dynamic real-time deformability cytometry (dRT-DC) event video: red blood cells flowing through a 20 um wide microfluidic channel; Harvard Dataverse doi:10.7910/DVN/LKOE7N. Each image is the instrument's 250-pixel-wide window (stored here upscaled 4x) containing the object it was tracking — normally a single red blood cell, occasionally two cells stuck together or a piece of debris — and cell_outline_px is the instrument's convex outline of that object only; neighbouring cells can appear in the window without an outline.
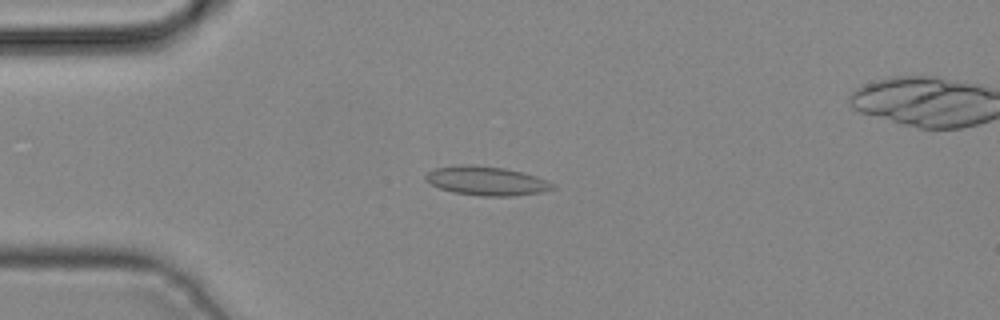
{"species": "common noctule bat (a hibernating species)", "species_latin": "Nyctalus noctula", "temperature_condition": "cold", "stored_images_in_passage": 45, "camera_frame_rate_fps": 3000, "um_per_image_px": 0.085, "animal": {"sex": "male", "body_mass_g": 19.2, "forearm_length_mm": 51.8}, "frame": {"image": 1, "passage_image": 11, "time_ms": 3.333, "image_size_px": [1000, 320], "cell_outline_px": [[556, 188], [540, 192], [512, 196], [480, 196], [452, 192], [440, 188], [424, 180], [424, 176], [428, 172], [436, 168], [464, 164], [472, 164], [504, 168], [524, 172], [536, 176], [556, 184]], "centroid_in_image_um": [41.36, 15.37], "position_along_channel_um": 43.6, "area_um2": 21.56}}
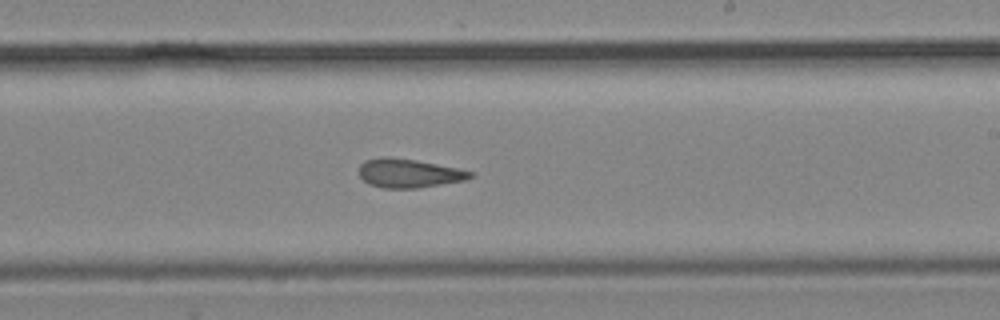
{"frame": {"image": 2, "passage_image": 26, "time_ms": 8.333, "image_size_px": [1000, 320], "cell_outline_px": [[476, 172], [472, 176], [464, 180], [416, 188], [384, 188], [368, 184], [360, 176], [360, 164], [364, 160], [380, 156], [388, 156], [416, 160]], "centroid_in_image_um": [34.71, 14.71], "position_along_channel_um": 254.3, "area_um2": 18.61}}
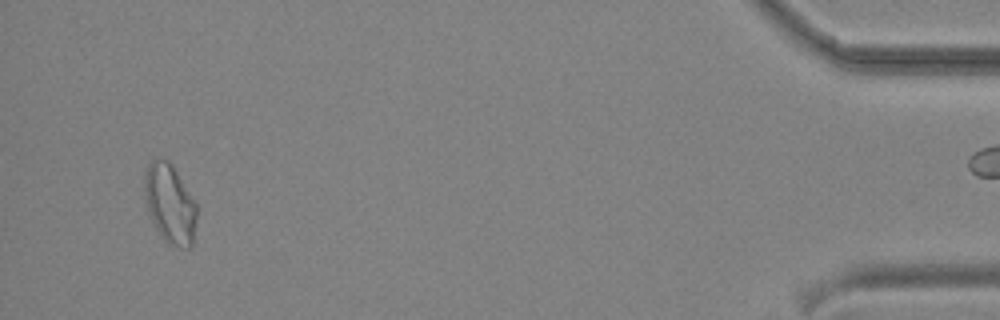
{"frame": {"image": 3, "passage_image": 42, "time_ms": 13.667, "image_size_px": [1000, 320], "cell_outline_px": [[196, 220], [192, 244], [188, 248], [180, 248], [164, 240], [160, 236], [152, 220], [144, 196], [144, 176], [148, 164], [152, 160], [168, 160], [172, 164], [196, 204]], "centroid_in_image_um": [14.43, 17.33], "position_along_channel_um": 420.8, "area_um2": 23.76}}